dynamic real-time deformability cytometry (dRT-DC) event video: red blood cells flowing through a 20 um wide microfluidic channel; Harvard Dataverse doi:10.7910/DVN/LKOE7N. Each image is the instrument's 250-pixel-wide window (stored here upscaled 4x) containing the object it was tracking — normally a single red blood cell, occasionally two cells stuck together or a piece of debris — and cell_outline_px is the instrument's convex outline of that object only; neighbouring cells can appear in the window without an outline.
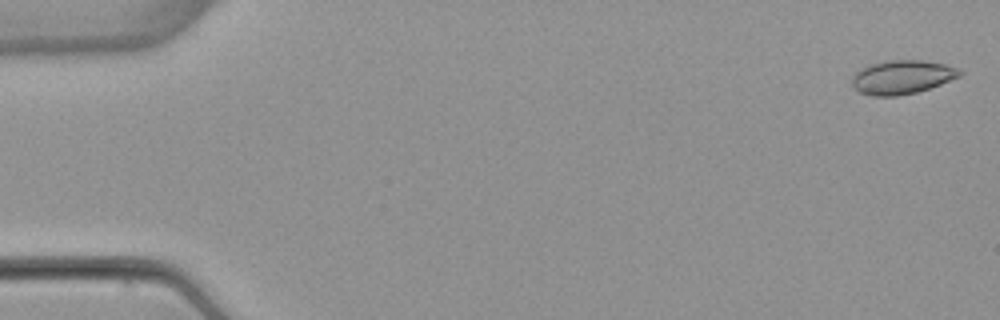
{"species": "common noctule bat (a hibernating species)", "species_latin": "Nyctalus noctula", "temperature_condition": "warm", "stored_images_in_passage": 53, "camera_frame_rate_fps": 3000, "um_per_image_px": 0.085, "animal": {"sex": "female", "body_mass_g": 22.7, "forearm_length_mm": 54.2}, "frame": {"image": 1, "passage_image": 1, "time_ms": 0.0, "image_size_px": [1000, 320], "cell_outline_px": [[964, 72], [960, 76], [940, 84], [916, 92], [896, 96], [872, 96], [860, 92], [852, 84], [852, 76], [860, 68], [868, 64], [888, 60], [920, 60], [944, 64], [960, 68]], "centroid_in_image_um": [76.67, 6.54], "position_along_channel_um": 8.3, "area_um2": 21.21}}
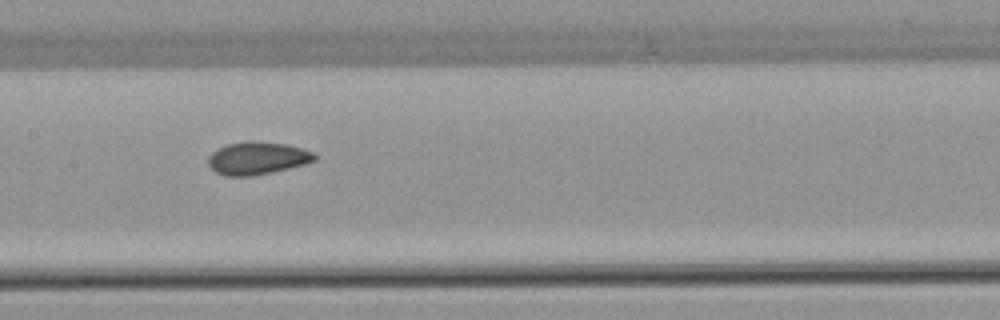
{"frame": {"image": 2, "passage_image": 26, "time_ms": 8.333, "image_size_px": [1000, 320], "cell_outline_px": [[316, 160], [304, 164], [272, 172], [252, 176], [224, 176], [216, 172], [208, 164], [208, 156], [212, 152], [228, 144], [284, 144], [300, 148], [312, 152], [316, 156]], "centroid_in_image_um": [21.85, 13.51], "position_along_channel_um": 185.5, "area_um2": 19.25}}
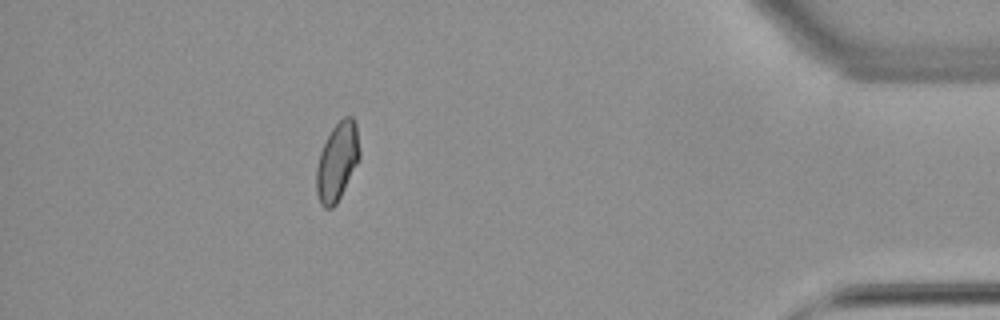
{"frame": {"image": 3, "passage_image": 47, "time_ms": 15.333, "image_size_px": [1000, 320], "cell_outline_px": [[360, 156], [336, 204], [332, 208], [324, 208], [320, 204], [316, 192], [316, 168], [320, 152], [332, 128], [344, 116], [352, 116], [356, 124], [360, 152]], "centroid_in_image_um": [28.64, 13.73], "position_along_channel_um": 406.6, "area_um2": 19.36}, "authors_computed_cell_mechanics": {"area_um2": 19.9988, "velocity_mm_per_s": 3.8814, "shape_relaxation_time_tau1_ms": 6.958, "shape_relaxation_time_tau2_ms": 1.4251, "deformation_change_tau1": 0.1358, "deformation_change_tau2": 0.0508}}